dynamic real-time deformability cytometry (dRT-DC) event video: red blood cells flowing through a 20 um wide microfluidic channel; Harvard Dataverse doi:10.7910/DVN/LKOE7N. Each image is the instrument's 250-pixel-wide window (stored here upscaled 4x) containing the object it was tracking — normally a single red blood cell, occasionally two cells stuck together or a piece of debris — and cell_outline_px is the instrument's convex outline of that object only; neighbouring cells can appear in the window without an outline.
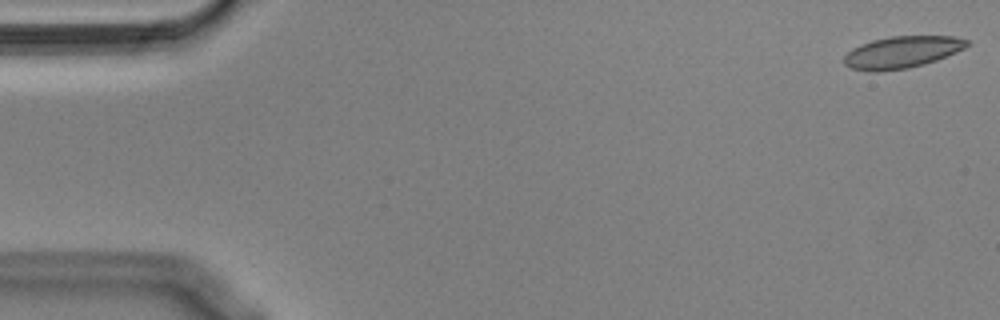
{"species": "Egyptian fruit bat (a non-hibernating species)", "species_latin": "Rousettus aegyptiacus", "temperature_condition": "cold", "stored_images_in_passage": 55, "camera_frame_rate_fps": 3000, "um_per_image_px": 0.085, "animal": {"sex": "male"}, "frame": {"image": 1, "passage_image": 1, "time_ms": 0.0, "image_size_px": [1000, 320], "cell_outline_px": [[972, 44], [956, 52], [936, 60], [924, 64], [908, 68], [880, 72], [868, 72], [852, 68], [844, 64], [844, 56], [852, 48], [860, 44], [872, 40], [888, 36], [952, 36], [968, 40]], "centroid_in_image_um": [76.65, 4.44], "position_along_channel_um": 8.4, "area_um2": 23.0}}
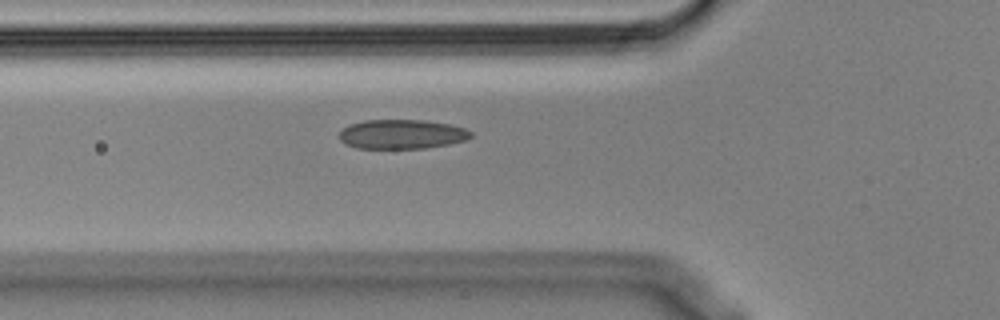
{"frame": {"image": 2, "passage_image": 19, "time_ms": 6.0, "image_size_px": [1000, 320], "cell_outline_px": [[472, 136], [468, 140], [448, 144], [424, 148], [356, 148], [344, 144], [340, 140], [340, 128], [348, 124], [364, 120], [424, 120], [448, 124], [464, 128], [472, 132]], "centroid_in_image_um": [34.12, 11.4], "position_along_channel_um": 91.7, "area_um2": 22.66}}
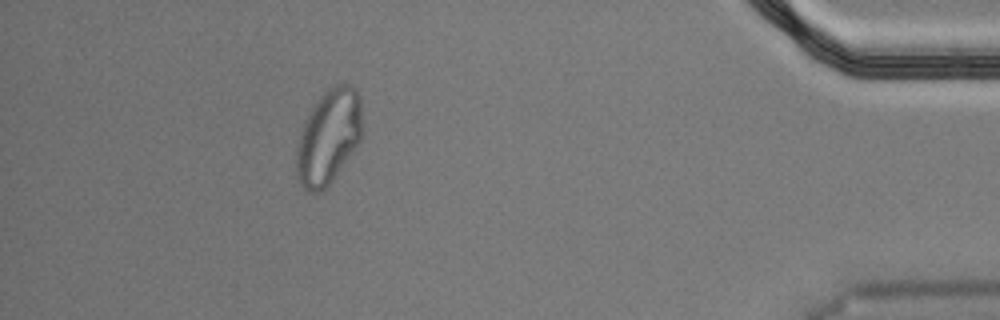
{"frame": {"image": 3, "passage_image": 50, "time_ms": 16.333, "image_size_px": [1000, 320], "cell_outline_px": [[360, 140], [324, 192], [308, 192], [304, 188], [296, 172], [296, 152], [300, 132], [304, 120], [308, 112], [320, 96], [332, 84], [348, 84], [356, 88], [360, 96]], "centroid_in_image_um": [27.9, 11.62], "position_along_channel_um": 407.3, "area_um2": 36.01}, "authors_computed_cell_mechanics": {"area_um2": 23.4668, "velocity_mm_per_s": 3.5569, "shape_relaxation_time_tau1_ms": null, "shape_relaxation_time_tau2_ms": 1.4249, "deformation_change_tau1": null, "deformation_change_tau2": 0.0582}}